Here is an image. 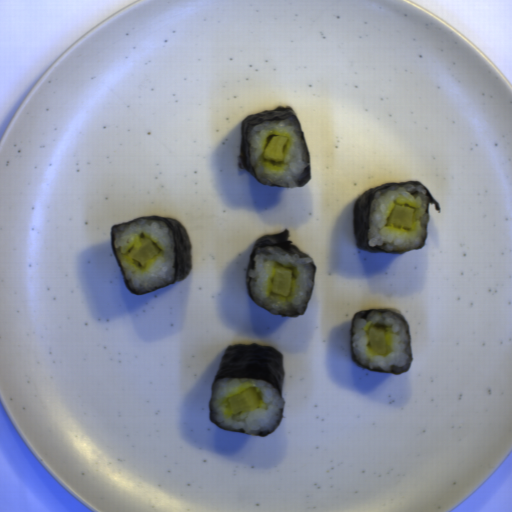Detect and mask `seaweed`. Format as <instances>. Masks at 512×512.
<instances>
[{"label": "seaweed", "mask_w": 512, "mask_h": 512, "mask_svg": "<svg viewBox=\"0 0 512 512\" xmlns=\"http://www.w3.org/2000/svg\"><path fill=\"white\" fill-rule=\"evenodd\" d=\"M378 312H385V313H391L393 315H396L398 316L401 320H403L407 326V330H408V337H409V345H410V353H411V360H410V363L406 366V367H394L393 369H391L390 371H386V370H383V369H370L367 365H361L359 363V361L357 360L355 354H354V350H353V343H352V331H353V325H354V321L356 319V317H362V318H368L369 314L370 313H378ZM350 348H351V356H352V361L354 363H356L359 367L361 368H364L368 371H379V372H393V373H396V374H403V373H406L407 371L410 370L411 366H412V361H413V349H412V337H411V332H410V327H409V324L408 322L406 321V319L404 318L403 315L399 314L398 312L394 311V310H383V309H368V310H364V311H360V312H357L356 314H354L353 318H352V323H351V329H350Z\"/></svg>", "instance_id": "obj_6"}, {"label": "seaweed", "mask_w": 512, "mask_h": 512, "mask_svg": "<svg viewBox=\"0 0 512 512\" xmlns=\"http://www.w3.org/2000/svg\"><path fill=\"white\" fill-rule=\"evenodd\" d=\"M283 119H295L298 129L300 132L301 140L303 143L305 155L307 164L305 167V170L298 181L297 185L294 187H301L304 184H306L311 177V157L306 141V137L304 134L303 126L296 114V112L291 109L289 106H277L274 110H268L264 112H259L255 114H251L247 117H245L241 121L240 125V133H241V142H240V148H239V154H238V166L241 170H247L251 176L261 183L262 185H269V186H275L272 184H264L261 182L256 174L251 154H250V148H249V142H248V136L250 131L253 129V127L258 124L261 121H270V120H283ZM278 187V186H275Z\"/></svg>", "instance_id": "obj_2"}, {"label": "seaweed", "mask_w": 512, "mask_h": 512, "mask_svg": "<svg viewBox=\"0 0 512 512\" xmlns=\"http://www.w3.org/2000/svg\"><path fill=\"white\" fill-rule=\"evenodd\" d=\"M289 236H290V232H289V230L286 229L284 232H282L280 234L263 235V236H261V237H259L257 239V241L254 243V245H253V247H252V249H251V251L249 253L248 267H247V277H246V286H247L248 296L252 299V301L256 305L261 307L266 312H268V313H270V314H272L274 316L300 317V316H303L305 314V312H306V310L308 308V305L310 303L311 296H312L313 289H314L315 278H316V266H315L313 261L311 263V267H312V285H311L309 297H308V300H307V304H306V307H305V311H304V313L302 315H275V314H273L272 312H270L269 310H267L266 308L262 307L261 305H259L258 303L255 302V300H254V298H253V296L251 294V288H250L249 270L250 269H254V266H255L254 257H255V253H256L258 248L265 247V246H277V247L282 248L283 250H285L289 254H298L300 258L310 257V256L306 255L305 253H303L293 243H291L288 240Z\"/></svg>", "instance_id": "obj_5"}, {"label": "seaweed", "mask_w": 512, "mask_h": 512, "mask_svg": "<svg viewBox=\"0 0 512 512\" xmlns=\"http://www.w3.org/2000/svg\"><path fill=\"white\" fill-rule=\"evenodd\" d=\"M409 183L413 184V185H417V186H423L427 190L428 203H427L426 213L428 214V220H427V225H426V236H425L423 242L417 248H412V249L403 250V251H392L391 252L388 250H384L380 247H372V248L369 247V244H368L369 215H370L371 202H372V199H373L375 193H377L378 191L385 189L389 186H394V185H398V184H409ZM430 204H434L435 211L441 212L439 203L437 202V200L434 198V196L430 193V191L419 180L398 182V183H384V184H381L379 186L369 189L368 191H366L360 195V197L358 198V200L355 203L354 210H353L354 238H355L356 246L358 248H360L361 250H364L370 254L371 253H402V252H407V251H411V250L421 249L423 246L426 245L427 238H428V221H429V205Z\"/></svg>", "instance_id": "obj_3"}, {"label": "seaweed", "mask_w": 512, "mask_h": 512, "mask_svg": "<svg viewBox=\"0 0 512 512\" xmlns=\"http://www.w3.org/2000/svg\"><path fill=\"white\" fill-rule=\"evenodd\" d=\"M220 379H256L273 385L283 399L285 365L283 354L271 346L259 343L228 346L222 355L210 392L209 415L213 425L219 429L265 437L275 431L282 422L284 407L274 429L268 432L247 433L243 429L221 426L212 414L217 381Z\"/></svg>", "instance_id": "obj_1"}, {"label": "seaweed", "mask_w": 512, "mask_h": 512, "mask_svg": "<svg viewBox=\"0 0 512 512\" xmlns=\"http://www.w3.org/2000/svg\"><path fill=\"white\" fill-rule=\"evenodd\" d=\"M140 219L163 220L172 229L173 235H174L175 281H173V282H171V283H169L167 285H164L162 287L156 288L154 290L147 291V292L139 294L138 292H136L134 290H131V288H130V286H129V284H128L125 276H124V273H123V270L121 268L119 259H118L117 255L115 253V248H114V230L119 225L131 223V222H134V221H137V220H140ZM110 238H111V243H112V248H113L115 260H116V263H117L118 268L120 270V273H121L122 279L124 281L125 287L133 295H139V296L140 295H145V294H148V293L153 292L155 290H158V289H161L163 287L169 286L171 284L177 283V282L185 279L188 276V274L191 272L192 255H191V244H190L189 236H188L187 232L185 231V229L183 228V226L175 218H169V217H163V216H157V215L156 216L138 217V218H135L133 220H130V221H127V222H124V223H120V224H117V225H114V226H111Z\"/></svg>", "instance_id": "obj_4"}]
</instances>
